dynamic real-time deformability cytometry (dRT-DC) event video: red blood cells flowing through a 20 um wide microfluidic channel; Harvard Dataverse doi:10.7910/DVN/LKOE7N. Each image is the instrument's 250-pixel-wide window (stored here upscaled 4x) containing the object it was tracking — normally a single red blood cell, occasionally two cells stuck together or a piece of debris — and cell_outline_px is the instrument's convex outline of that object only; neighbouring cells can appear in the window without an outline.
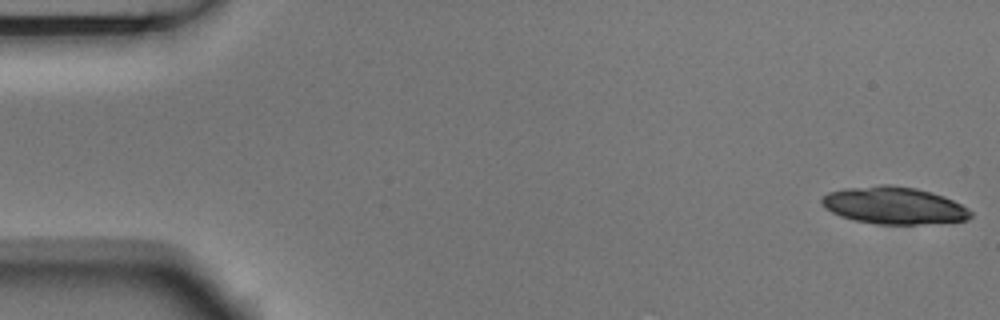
{"species": "Egyptian fruit bat (a non-hibernating species)", "species_latin": "Rousettus aegyptiacus", "temperature_condition": "room temperature", "stored_images_in_passage": 5, "camera_frame_rate_fps": 3000, "um_per_image_px": 0.085, "animal": {"sex": "male"}, "frame": {"image": 1, "passage_image": 1, "time_ms": 0.0, "image_size_px": [1000, 320], "cell_outline_px": [[972, 216], [968, 220], [916, 224], [876, 224], [856, 220], [840, 216], [824, 208], [820, 200], [828, 192], [844, 188], [880, 184], [892, 184], [916, 188], [932, 192], [944, 196], [968, 208], [972, 212]], "centroid_in_image_um": [75.97, 17.45], "position_along_channel_um": 9.0, "area_um2": 32.37}}